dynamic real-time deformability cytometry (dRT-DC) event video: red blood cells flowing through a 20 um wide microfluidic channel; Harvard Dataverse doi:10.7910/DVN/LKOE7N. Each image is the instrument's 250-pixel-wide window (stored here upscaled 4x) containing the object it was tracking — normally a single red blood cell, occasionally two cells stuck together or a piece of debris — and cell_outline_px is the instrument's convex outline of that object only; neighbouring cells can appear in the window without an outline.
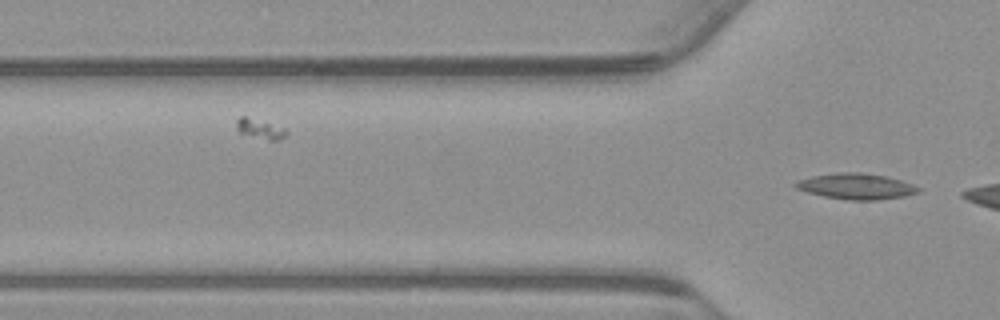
{"species": "common noctule bat (a hibernating species)", "species_latin": "Nyctalus noctula", "temperature_condition": "warm", "stored_images_in_passage": 9, "camera_frame_rate_fps": 3000, "um_per_image_px": 0.085, "animal": {"sex": "male", "body_mass_g": 23.1, "forearm_length_mm": 52.7}, "frame": {"image": 1, "passage_image": 9, "time_ms": 2.667, "image_size_px": [1000, 320], "cell_outline_px": [[920, 192], [904, 196], [876, 200], [848, 200], [824, 196], [808, 192], [796, 188], [792, 184], [796, 180], [812, 176], [836, 172], [860, 172], [888, 176], [912, 184], [920, 188]], "centroid_in_image_um": [72.76, 15.83], "position_along_channel_um": 53.0, "area_um2": 18.55}}